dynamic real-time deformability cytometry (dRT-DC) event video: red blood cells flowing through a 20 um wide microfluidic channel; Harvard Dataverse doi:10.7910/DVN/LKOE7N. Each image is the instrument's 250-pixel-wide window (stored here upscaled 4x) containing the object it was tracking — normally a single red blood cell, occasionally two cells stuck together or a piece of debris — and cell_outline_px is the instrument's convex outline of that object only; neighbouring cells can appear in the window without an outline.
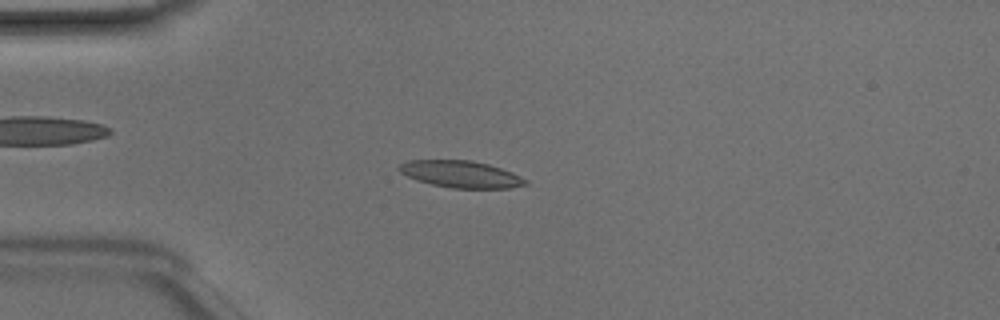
{"species": "Egyptian fruit bat (a non-hibernating species)", "species_latin": "Rousettus aegyptiacus", "temperature_condition": "room temperature", "stored_images_in_passage": 32, "camera_frame_rate_fps": 3000, "um_per_image_px": 0.085, "animal": {"sex": "male"}, "frame": {"image": 1, "passage_image": 2, "time_ms": 0.333, "image_size_px": [1000, 320], "cell_outline_px": [[528, 184], [508, 188], [452, 188], [432, 184], [416, 180], [400, 172], [396, 168], [400, 164], [408, 160], [472, 160], [488, 164], [512, 172], [528, 180]], "centroid_in_image_um": [39.16, 14.8], "position_along_channel_um": 45.8, "area_um2": 19.77}}
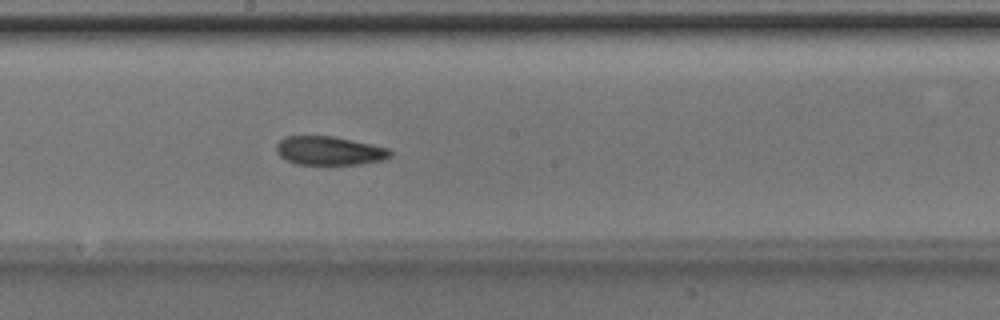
{"frame": {"image": 2, "passage_image": 16, "time_ms": 5.0, "image_size_px": [1000, 320], "cell_outline_px": [[392, 156], [388, 160], [360, 164], [296, 164], [280, 156], [276, 152], [276, 144], [284, 136], [332, 136], [372, 144], [388, 148], [392, 152]], "centroid_in_image_um": [28.03, 12.81], "position_along_channel_um": 220.2, "area_um2": 19.19}}
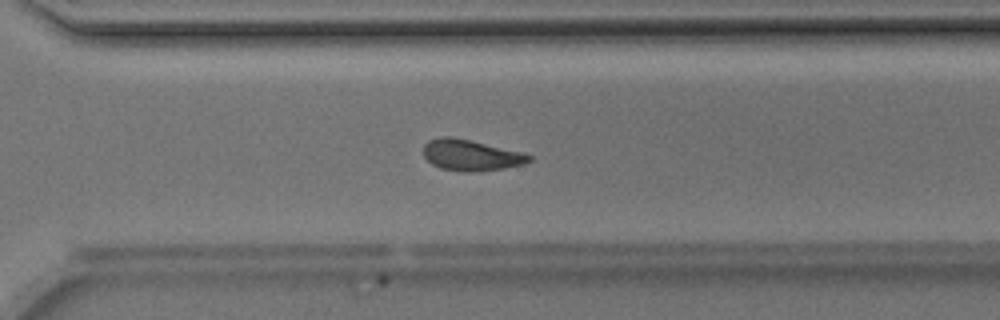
{"frame": {"image": 3, "passage_image": 24, "time_ms": 7.667, "image_size_px": [1000, 320], "cell_outline_px": [[532, 160], [524, 164], [504, 168], [476, 172], [464, 172], [440, 168], [432, 164], [424, 156], [424, 144], [428, 140], [440, 136], [452, 136], [472, 140], [524, 152], [532, 156]], "centroid_in_image_um": [40.04, 13.18], "position_along_channel_um": 330.6, "area_um2": 19.42}, "authors_computed_cell_mechanics": {"area_um2": 19.4208, "velocity_mm_per_s": 4.1413, "shape_relaxation_time_tau1_ms": 10.8213, "shape_relaxation_time_tau2_ms": 6.6919, "deformation_change_tau1": 0.2054, "deformation_change_tau2": 0.1565}}